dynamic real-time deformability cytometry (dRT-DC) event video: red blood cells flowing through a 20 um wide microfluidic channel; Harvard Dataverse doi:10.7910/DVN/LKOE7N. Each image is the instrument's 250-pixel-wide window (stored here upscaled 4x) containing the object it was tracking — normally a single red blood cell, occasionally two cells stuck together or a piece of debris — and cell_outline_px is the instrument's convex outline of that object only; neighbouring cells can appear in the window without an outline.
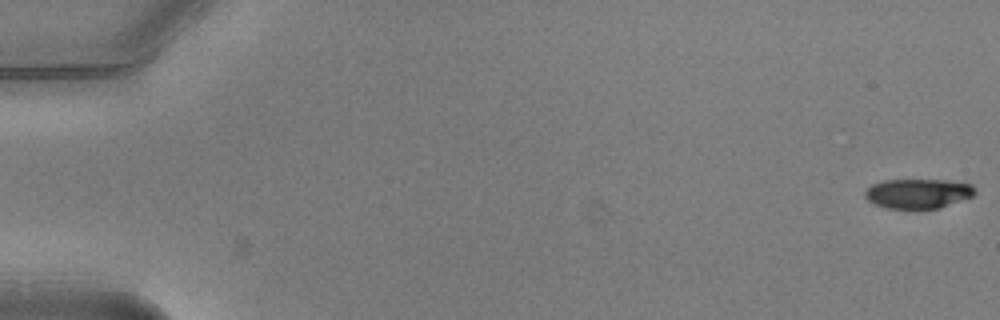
{"species": "common noctule bat (a hibernating species)", "species_latin": "Nyctalus noctula", "temperature_condition": "warm", "stored_images_in_passage": 13, "camera_frame_rate_fps": 3000, "um_per_image_px": 0.085, "animal": {"sex": "male", "body_mass_g": 20.5, "forearm_length_mm": 52.5}, "frame": {"image": 1, "passage_image": 1, "time_ms": 0.0, "image_size_px": [1000, 320], "cell_outline_px": [[976, 192], [972, 196], [940, 208], [888, 208], [872, 204], [864, 196], [864, 192], [872, 184], [884, 180], [944, 180], [972, 184]], "centroid_in_image_um": [78.01, 16.44], "position_along_channel_um": 7.0, "area_um2": 18.9}}